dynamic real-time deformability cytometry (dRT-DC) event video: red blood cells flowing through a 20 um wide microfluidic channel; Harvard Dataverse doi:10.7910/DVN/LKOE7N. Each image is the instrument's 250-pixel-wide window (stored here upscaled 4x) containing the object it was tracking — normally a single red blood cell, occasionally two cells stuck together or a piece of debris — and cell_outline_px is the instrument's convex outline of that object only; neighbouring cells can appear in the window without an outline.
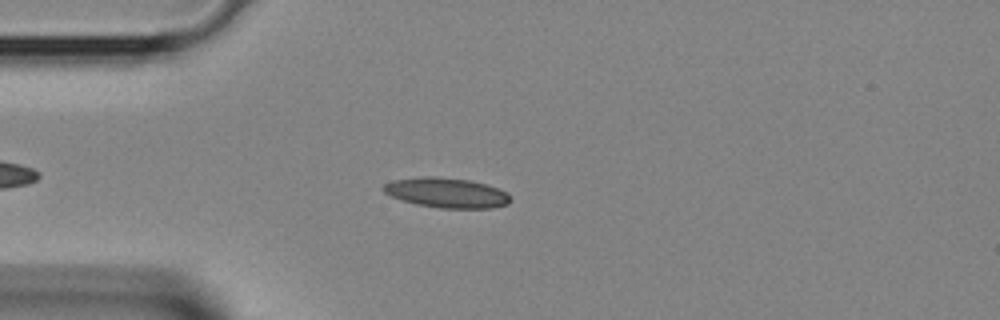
{"species": "Egyptian fruit bat (a non-hibernating species)", "species_latin": "Rousettus aegyptiacus", "temperature_condition": "room temperature", "stored_images_in_passage": 34, "camera_frame_rate_fps": 3000, "um_per_image_px": 0.085, "animal": {"sex": "female"}, "frame": {"image": 1, "passage_image": 7, "time_ms": 2.0, "image_size_px": [1000, 320], "cell_outline_px": [[512, 200], [508, 204], [492, 208], [440, 208], [416, 204], [392, 196], [384, 192], [380, 188], [384, 184], [392, 180], [424, 176], [436, 176], [468, 180], [484, 184], [508, 192]], "centroid_in_image_um": [37.96, 16.38], "position_along_channel_um": 47.0, "area_um2": 22.14}}
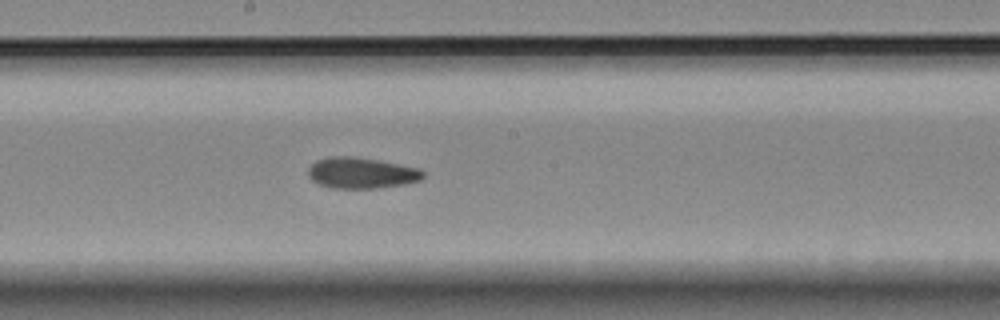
{"frame": {"image": 2, "passage_image": 18, "time_ms": 5.667, "image_size_px": [1000, 320], "cell_outline_px": [[424, 176], [420, 180], [404, 184], [380, 188], [332, 188], [320, 184], [312, 180], [308, 176], [308, 168], [316, 160], [328, 156], [352, 156], [376, 160], [420, 168], [424, 172]], "centroid_in_image_um": [30.7, 14.7], "position_along_channel_um": 217.5, "area_um2": 20.75}}
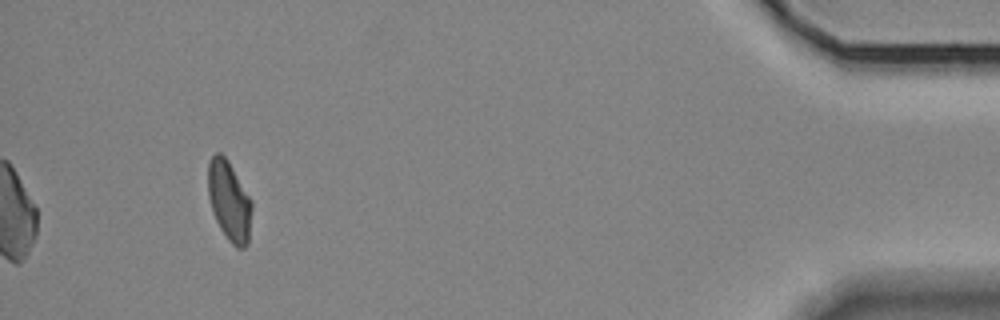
{"frame": {"image": 3, "passage_image": 34, "time_ms": 11.0, "image_size_px": [1000, 320], "cell_outline_px": [[252, 208], [248, 244], [244, 248], [236, 248], [228, 240], [220, 228], [212, 212], [208, 196], [208, 164], [212, 156], [216, 152], [220, 152], [228, 160], [252, 200]], "centroid_in_image_um": [19.49, 17.09], "position_along_channel_um": 415.7, "area_um2": 20.52}}